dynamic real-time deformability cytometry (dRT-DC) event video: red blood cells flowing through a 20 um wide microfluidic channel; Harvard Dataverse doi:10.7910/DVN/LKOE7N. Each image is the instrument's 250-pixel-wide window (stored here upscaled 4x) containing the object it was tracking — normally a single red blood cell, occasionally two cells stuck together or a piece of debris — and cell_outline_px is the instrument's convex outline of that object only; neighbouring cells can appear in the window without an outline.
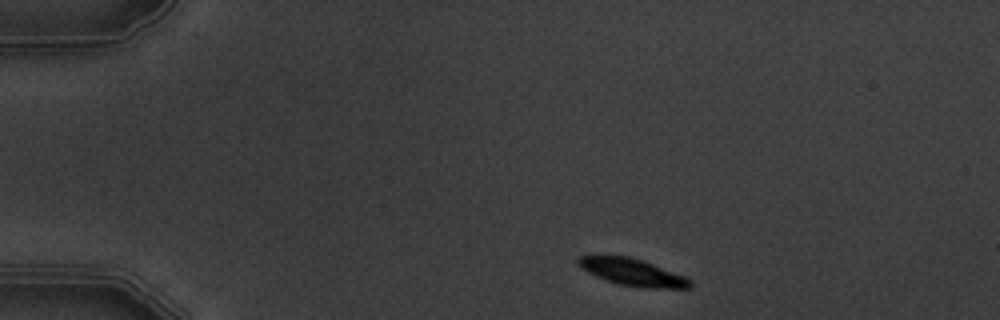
{"species": "common noctule bat (a hibernating species)", "species_latin": "Nyctalus noctula", "temperature_condition": "warm", "stored_images_in_passage": 4, "segment_of_instrument_passage": [1, 2], "camera_frame_rate_fps": 3000, "um_per_image_px": 0.085, "animal": {"sex": "male", "body_mass_g": 19.5, "forearm_length_mm": 54.6}, "frame": {"image": 1, "passage_image": 1, "time_ms": 0.0, "image_size_px": [1000, 320], "cell_outline_px": [[692, 288], [640, 288], [616, 284], [596, 276], [580, 268], [576, 264], [576, 260], [580, 256], [628, 256], [644, 260], [684, 276], [692, 280]], "centroid_in_image_um": [53.76, 23.15], "position_along_channel_um": 31.2, "area_um2": 17.8}}